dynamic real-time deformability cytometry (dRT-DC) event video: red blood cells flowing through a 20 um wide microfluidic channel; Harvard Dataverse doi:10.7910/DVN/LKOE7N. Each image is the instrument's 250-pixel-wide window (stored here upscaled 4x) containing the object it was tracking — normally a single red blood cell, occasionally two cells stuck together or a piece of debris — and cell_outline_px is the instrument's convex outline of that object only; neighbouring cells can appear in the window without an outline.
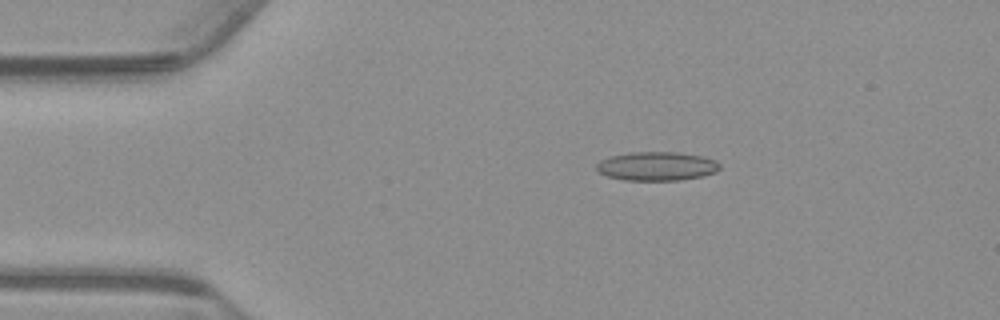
{"species": "common noctule bat (a hibernating species)", "species_latin": "Nyctalus noctula", "temperature_condition": "warm", "stored_images_in_passage": 55, "camera_frame_rate_fps": 3000, "um_per_image_px": 0.085, "animal": {"sex": "male", "body_mass_g": 23.1, "forearm_length_mm": 52.7}, "frame": {"image": 1, "passage_image": 10, "time_ms": 3.0, "image_size_px": [1000, 320], "cell_outline_px": [[720, 168], [716, 172], [704, 176], [680, 180], [624, 180], [608, 176], [600, 172], [596, 168], [596, 164], [600, 160], [612, 156], [632, 152], [676, 152], [700, 156], [716, 160], [720, 164]], "centroid_in_image_um": [55.85, 14.13], "position_along_channel_um": 29.2, "area_um2": 20.63}}
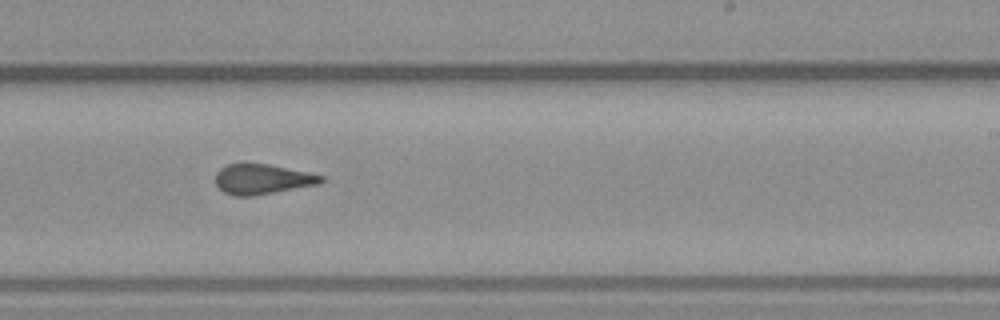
{"frame": {"image": 2, "passage_image": 33, "time_ms": 10.667, "image_size_px": [1000, 320], "cell_outline_px": [[324, 180], [320, 184], [276, 192], [252, 196], [232, 196], [224, 192], [216, 184], [216, 172], [220, 168], [228, 164], [240, 160], [244, 160], [268, 164], [324, 176]], "centroid_in_image_um": [22.24, 15.19], "position_along_channel_um": 266.8, "area_um2": 19.02}}
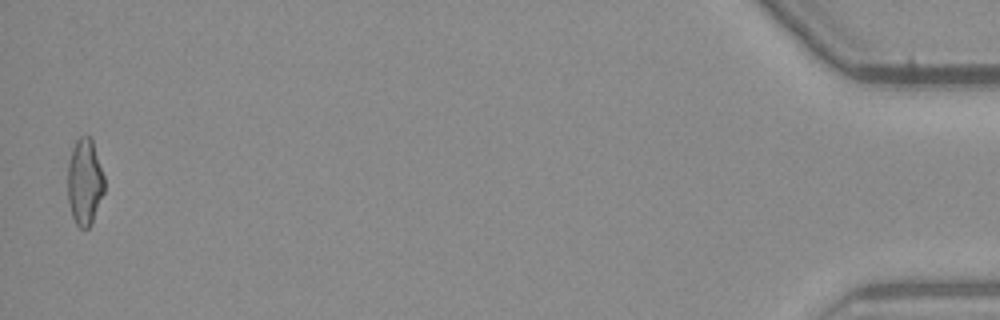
{"frame": {"image": 3, "passage_image": 54, "time_ms": 17.667, "image_size_px": [1000, 320], "cell_outline_px": [[104, 192], [92, 224], [88, 228], [80, 228], [76, 224], [72, 216], [68, 200], [68, 164], [72, 148], [76, 140], [80, 136], [88, 136], [92, 140], [104, 176]], "centroid_in_image_um": [7.2, 15.49], "position_along_channel_um": 428.0, "area_um2": 18.44}, "authors_computed_cell_mechanics": {"area_um2": 19.1896, "velocity_mm_per_s": 3.7629, "shape_relaxation_time_tau1_ms": null, "shape_relaxation_time_tau2_ms": 1.6062, "deformation_change_tau1": null, "deformation_change_tau2": 0.0894}}